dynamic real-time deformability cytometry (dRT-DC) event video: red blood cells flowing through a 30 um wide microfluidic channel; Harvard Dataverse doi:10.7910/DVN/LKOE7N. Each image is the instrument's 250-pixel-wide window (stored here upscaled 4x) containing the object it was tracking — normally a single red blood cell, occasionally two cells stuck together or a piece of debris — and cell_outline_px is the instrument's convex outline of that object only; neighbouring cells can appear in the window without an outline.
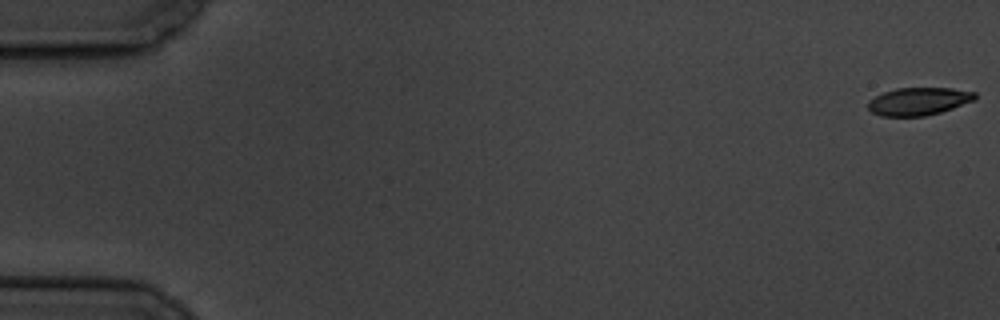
{"species": "common noctule bat (a hibernating species)", "species_latin": "Nyctalus noctula", "temperature_condition": "cold", "stored_images_in_passage": 5, "segment_of_instrument_passage": [2, 2], "camera_frame_rate_fps": 3000, "um_per_image_px": 0.085, "animal": {"sex": "male", "body_mass_g": 19.5, "forearm_length_mm": 54.6}, "frame": {"image": 1, "passage_image": 5, "time_ms": 5.667, "image_size_px": [1000, 320], "cell_outline_px": [[976, 100], [940, 112], [924, 116], [880, 116], [872, 112], [868, 108], [868, 100], [884, 92], [896, 88], [952, 88], [976, 92]], "centroid_in_image_um": [78.09, 8.61], "position_along_channel_um": 6.9, "area_um2": 17.28}}